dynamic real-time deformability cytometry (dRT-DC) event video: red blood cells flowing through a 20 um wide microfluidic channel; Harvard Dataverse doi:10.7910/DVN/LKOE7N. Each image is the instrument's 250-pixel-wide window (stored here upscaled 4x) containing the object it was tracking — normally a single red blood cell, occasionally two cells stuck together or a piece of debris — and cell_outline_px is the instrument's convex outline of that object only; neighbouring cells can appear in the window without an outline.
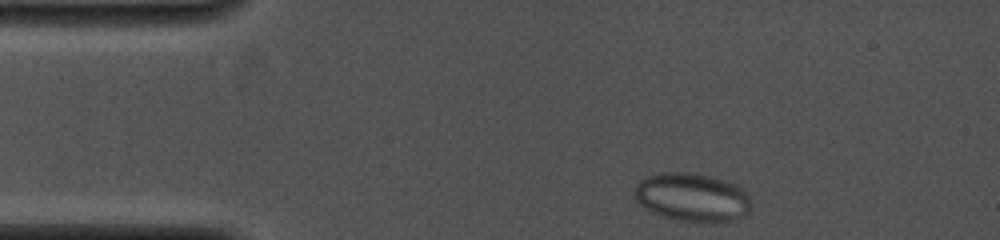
{"species": "common noctule bat (a hibernating species)", "species_latin": "Nyctalus noctula", "temperature_condition": "cold", "stored_images_in_passage": 59, "camera_frame_rate_fps": 4000, "um_per_image_px": 0.085, "animal": {"sex": "female", "body_mass_g": 19.0, "forearm_length_mm": 53.3}, "frame": {"image": 1, "passage_image": 1, "time_ms": 0.0, "image_size_px": [1000, 240], "cell_outline_px": [[752, 200], [748, 212], [744, 216], [736, 220], [680, 220], [664, 216], [652, 212], [644, 208], [632, 196], [632, 192], [636, 184], [640, 180], [648, 176], [660, 172], [696, 172], [712, 176], [736, 184], [748, 192]], "centroid_in_image_um": [58.82, 16.72], "position_along_channel_um": 26.2, "area_um2": 33.06}}
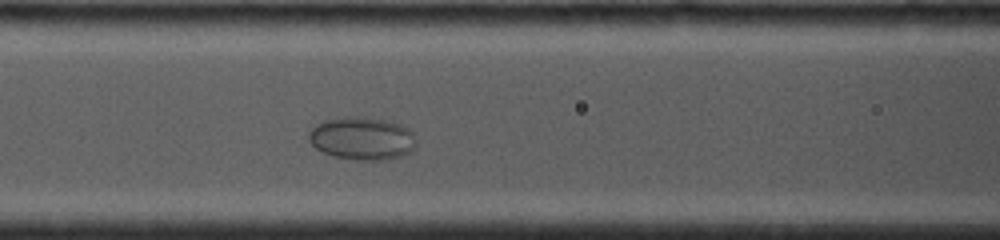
{"frame": {"image": 2, "passage_image": 22, "time_ms": 4.25, "image_size_px": [1000, 240], "cell_outline_px": [[416, 148], [404, 156], [388, 160], [360, 160], [332, 156], [316, 148], [308, 140], [308, 132], [316, 124], [324, 120], [348, 116], [356, 116], [384, 120], [400, 124], [408, 128], [412, 132]], "centroid_in_image_um": [30.78, 11.77], "position_along_channel_um": 135.8, "area_um2": 26.99}}
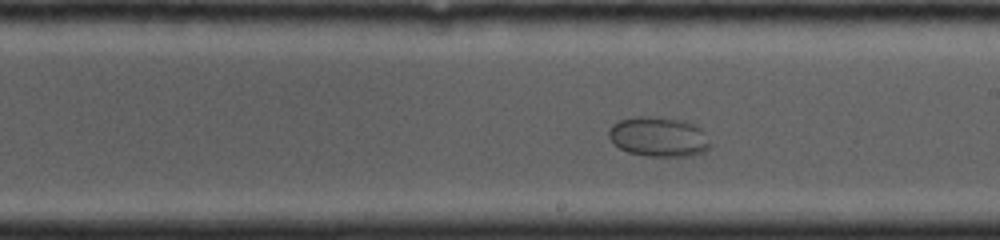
{"frame": {"image": 3, "passage_image": 33, "time_ms": 6.75, "image_size_px": [1000, 240], "cell_outline_px": [[712, 144], [704, 152], [696, 156], [648, 156], [628, 152], [620, 148], [608, 136], [608, 128], [612, 124], [620, 120], [636, 116], [656, 116], [684, 120], [696, 124], [704, 132]], "centroid_in_image_um": [56.01, 11.62], "position_along_channel_um": 233.0, "area_um2": 23.87}}